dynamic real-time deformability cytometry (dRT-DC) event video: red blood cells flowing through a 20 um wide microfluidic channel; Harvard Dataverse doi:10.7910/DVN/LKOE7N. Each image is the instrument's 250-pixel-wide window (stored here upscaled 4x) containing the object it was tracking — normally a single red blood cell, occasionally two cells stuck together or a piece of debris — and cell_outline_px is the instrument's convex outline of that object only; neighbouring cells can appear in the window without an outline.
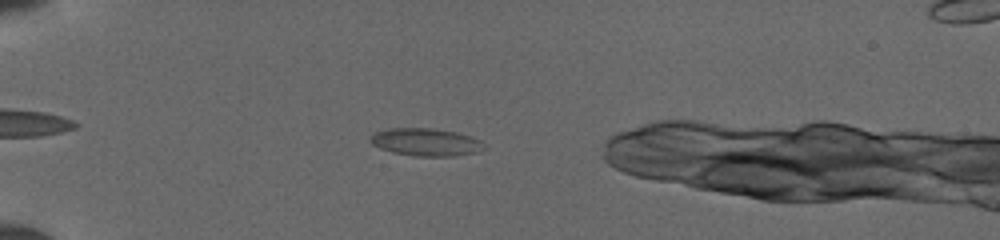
{"species": "common noctule bat (a hibernating species)", "species_latin": "Nyctalus noctula", "temperature_condition": "cold", "stored_images_in_passage": 43, "camera_frame_rate_fps": 3000, "um_per_image_px": 0.085, "animal": {"sex": "female", "body_mass_g": 19.5, "forearm_length_mm": 54.1}, "frame": {"image": 1, "passage_image": 11, "time_ms": 3.333, "image_size_px": [1000, 240], "cell_outline_px": [[484, 148], [476, 152], [452, 156], [416, 156], [392, 152], [380, 148], [372, 144], [368, 140], [376, 132], [392, 128], [428, 128], [456, 132], [468, 136], [476, 140]], "centroid_in_image_um": [36.11, 12.08], "position_along_channel_um": 48.9, "area_um2": 17.8}}
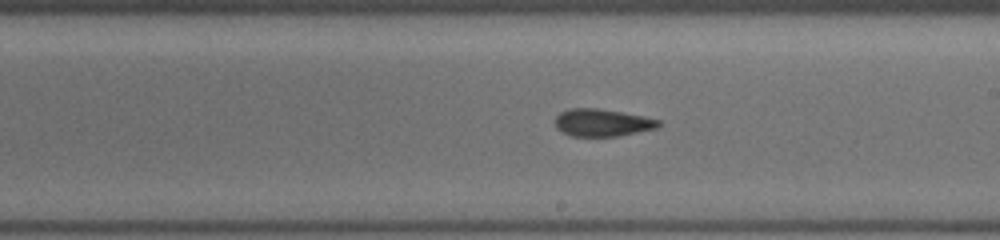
{"frame": {"image": 2, "passage_image": 27, "time_ms": 8.667, "image_size_px": [1000, 240], "cell_outline_px": [[660, 124], [656, 128], [616, 136], [572, 136], [556, 128], [556, 116], [560, 112], [572, 108], [596, 108], [644, 116], [660, 120]], "centroid_in_image_um": [51.18, 10.42], "position_along_channel_um": 237.8, "area_um2": 16.24}}
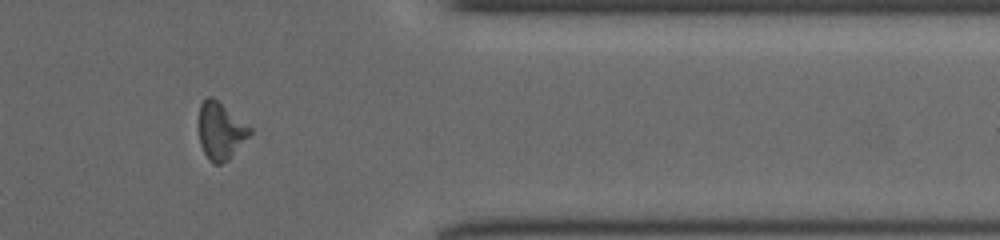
{"frame": {"image": 3, "passage_image": 39, "time_ms": 12.667, "image_size_px": [1000, 240], "cell_outline_px": [[252, 132], [228, 160], [220, 164], [212, 164], [208, 160], [200, 144], [200, 104], [208, 96], [212, 96], [252, 128]], "centroid_in_image_um": [18.75, 11.14], "position_along_channel_um": 392.6, "area_um2": 16.7}}